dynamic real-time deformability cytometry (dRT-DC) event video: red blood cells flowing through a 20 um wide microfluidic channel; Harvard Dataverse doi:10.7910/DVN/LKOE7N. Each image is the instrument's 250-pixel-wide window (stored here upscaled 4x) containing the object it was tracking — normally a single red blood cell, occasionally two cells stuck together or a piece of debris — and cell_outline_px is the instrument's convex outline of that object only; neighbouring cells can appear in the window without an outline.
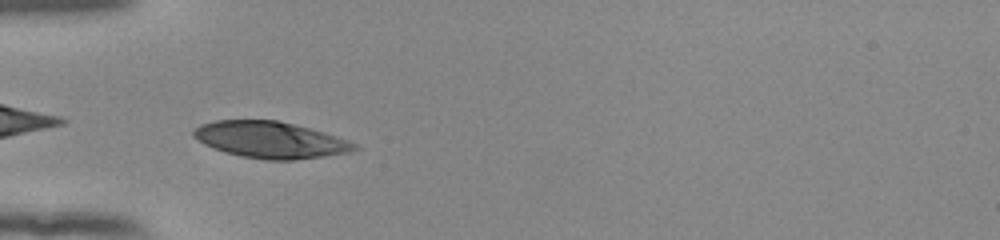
{"species": "human", "species_latin": "Homo sapiens", "temperature_condition": "room temperature", "stored_images_in_passage": 37, "camera_frame_rate_fps": 3000, "um_per_image_px": 0.085, "donor": {"sex": "female"}, "frame": {"image": 1, "passage_image": 2, "time_ms": 0.333, "image_size_px": [1000, 240], "cell_outline_px": [[360, 148], [348, 152], [324, 156], [292, 160], [264, 160], [240, 156], [224, 152], [204, 144], [192, 136], [192, 132], [200, 124], [216, 120], [276, 120], [324, 132], [348, 140], [356, 144]], "centroid_in_image_um": [22.95, 11.89], "position_along_channel_um": 62.0, "area_um2": 34.1}}
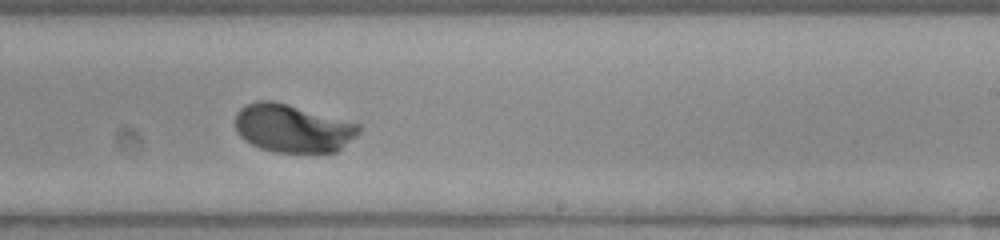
{"frame": {"image": 2, "passage_image": 18, "time_ms": 5.667, "image_size_px": [1000, 240], "cell_outline_px": [[360, 132], [356, 136], [336, 152], [276, 152], [260, 148], [244, 140], [236, 132], [236, 112], [244, 104], [256, 100], [272, 100], [288, 104], [360, 124]], "centroid_in_image_um": [24.85, 10.89], "position_along_channel_um": 264.2, "area_um2": 34.68}}
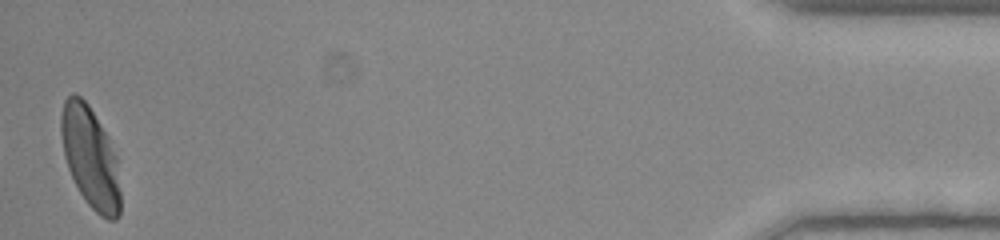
{"frame": {"image": 3, "passage_image": 37, "time_ms": 12.0, "image_size_px": [1000, 240], "cell_outline_px": [[120, 216], [116, 220], [108, 220], [100, 216], [84, 200], [68, 168], [64, 156], [60, 132], [60, 116], [64, 100], [72, 92], [76, 92], [88, 104], [108, 136], [116, 156], [120, 192]], "centroid_in_image_um": [7.67, 13.36], "position_along_channel_um": 427.5, "area_um2": 35.14}, "authors_computed_cell_mechanics": {"area_um2": 34.969, "velocity_mm_per_s": 3.8732, "shape_relaxation_time_tau1_ms": 2.2788, "shape_relaxation_time_tau2_ms": null, "deformation_change_tau1": 0.1757, "deformation_change_tau2": null}}